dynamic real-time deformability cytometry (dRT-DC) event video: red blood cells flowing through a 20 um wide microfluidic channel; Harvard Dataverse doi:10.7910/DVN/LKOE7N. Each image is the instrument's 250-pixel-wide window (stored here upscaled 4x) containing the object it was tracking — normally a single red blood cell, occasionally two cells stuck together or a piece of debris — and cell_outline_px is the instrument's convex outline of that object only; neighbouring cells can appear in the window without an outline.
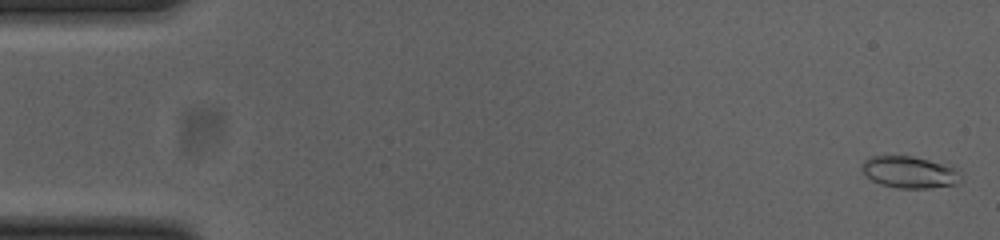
{"species": "common noctule bat (a hibernating species)", "species_latin": "Nyctalus noctula", "temperature_condition": "cold", "stored_images_in_passage": 53, "camera_frame_rate_fps": 3000, "um_per_image_px": 0.085, "animal": {"sex": "female", "body_mass_g": 23.0, "forearm_length_mm": 53.4}, "frame": {"image": 1, "passage_image": 2, "time_ms": 0.333, "image_size_px": [1000, 240], "cell_outline_px": [[964, 176], [960, 184], [928, 188], [896, 188], [880, 184], [872, 180], [864, 172], [860, 164], [868, 156], [912, 156], [960, 168], [964, 172]], "centroid_in_image_um": [77.4, 14.64], "position_along_channel_um": 7.6, "area_um2": 18.79}}
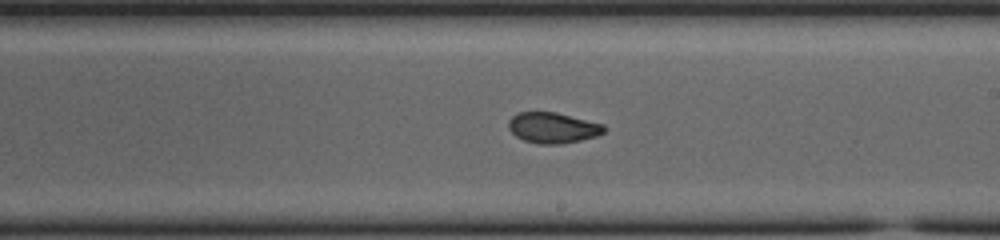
{"frame": {"image": 2, "passage_image": 31, "time_ms": 10.0, "image_size_px": [1000, 240], "cell_outline_px": [[608, 128], [604, 132], [596, 136], [580, 140], [560, 144], [540, 144], [524, 140], [516, 136], [508, 128], [508, 120], [512, 116], [520, 112], [556, 112], [604, 124]], "centroid_in_image_um": [47.0, 10.85], "position_along_channel_um": 242.0, "area_um2": 17.11}}
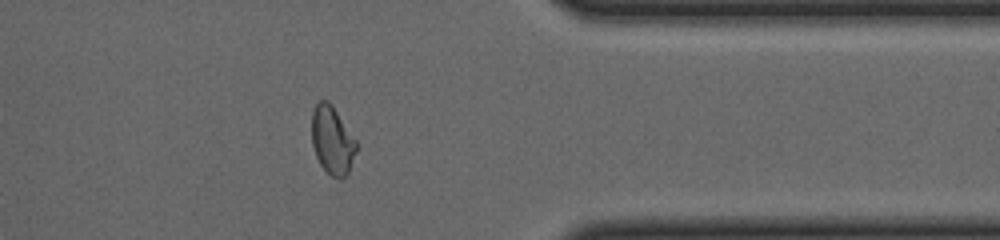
{"frame": {"image": 3, "passage_image": 43, "time_ms": 14.0, "image_size_px": [1000, 240], "cell_outline_px": [[356, 152], [348, 172], [340, 180], [332, 176], [320, 164], [316, 156], [312, 144], [312, 112], [316, 104], [320, 100], [328, 100], [332, 104], [356, 140]], "centroid_in_image_um": [28.23, 11.9], "position_along_channel_um": 383.2, "area_um2": 17.57}, "authors_computed_cell_mechanics": {"area_um2": 17.4556, "velocity_mm_per_s": 3.8675, "shape_relaxation_time_tau1_ms": null, "shape_relaxation_time_tau2_ms": 1.559, "deformation_change_tau1": null, "deformation_change_tau2": 0.0611}}